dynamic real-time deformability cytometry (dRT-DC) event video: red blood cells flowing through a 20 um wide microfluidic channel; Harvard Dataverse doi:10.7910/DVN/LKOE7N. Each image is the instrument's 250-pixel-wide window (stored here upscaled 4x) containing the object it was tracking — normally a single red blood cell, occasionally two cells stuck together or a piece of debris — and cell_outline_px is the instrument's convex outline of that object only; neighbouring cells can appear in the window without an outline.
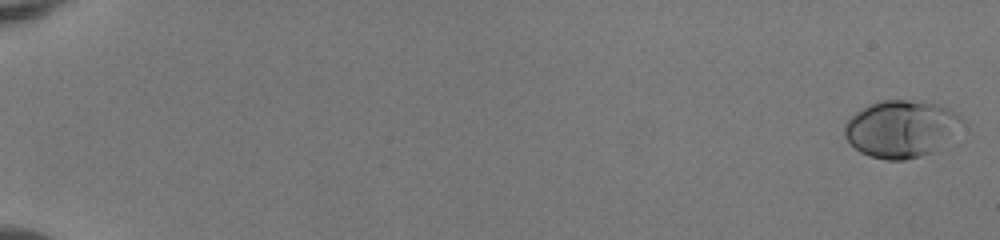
{"species": "human", "species_latin": "Homo sapiens", "temperature_condition": "room temperature", "stored_images_in_passage": 54, "camera_frame_rate_fps": 3000, "um_per_image_px": 0.085, "donor": {"sex": "female"}, "frame": {"image": 1, "passage_image": 1, "time_ms": 0.0, "image_size_px": [1000, 240], "cell_outline_px": [[968, 124], [932, 152], [904, 160], [884, 160], [868, 156], [860, 152], [844, 136], [844, 124], [856, 112], [876, 100], [908, 100], [936, 104], [960, 112]], "centroid_in_image_um": [76.65, 10.93], "position_along_channel_um": 8.3, "area_um2": 39.54}}
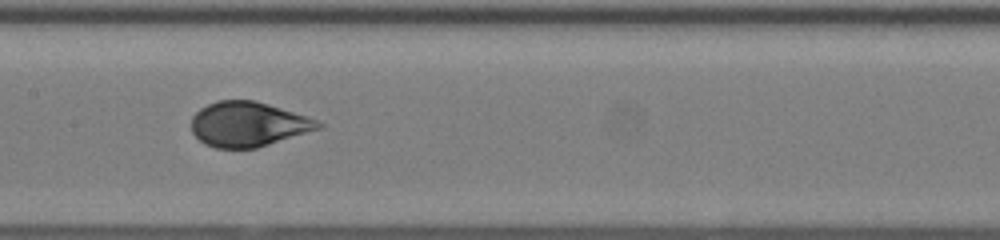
{"frame": {"image": 2, "passage_image": 30, "time_ms": 9.667, "image_size_px": [1000, 240], "cell_outline_px": [[324, 124], [320, 128], [256, 148], [216, 148], [204, 144], [192, 132], [192, 116], [200, 108], [208, 104], [220, 100], [256, 100], [308, 116]], "centroid_in_image_um": [21.08, 10.55], "position_along_channel_um": 186.3, "area_um2": 32.95}}
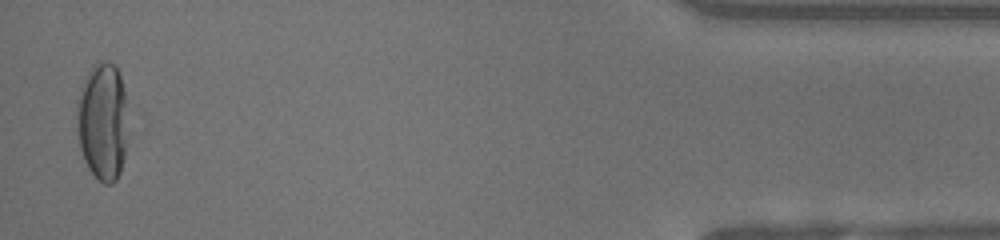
{"frame": {"image": 3, "passage_image": 53, "time_ms": 17.333, "image_size_px": [1000, 240], "cell_outline_px": [[128, 112], [124, 156], [120, 172], [116, 180], [112, 184], [104, 184], [88, 168], [84, 160], [80, 148], [76, 112], [76, 100], [80, 88], [84, 80], [92, 68], [100, 60], [116, 64], [124, 88]], "centroid_in_image_um": [8.73, 10.31], "position_along_channel_um": 426.5, "area_um2": 35.32}, "authors_computed_cell_mechanics": {"area_um2": 34.4777, "velocity_mm_per_s": 3.9995, "shape_relaxation_time_tau1_ms": 6.2489, "shape_relaxation_time_tau2_ms": null, "deformation_change_tau1": 0.2371, "deformation_change_tau2": null}}